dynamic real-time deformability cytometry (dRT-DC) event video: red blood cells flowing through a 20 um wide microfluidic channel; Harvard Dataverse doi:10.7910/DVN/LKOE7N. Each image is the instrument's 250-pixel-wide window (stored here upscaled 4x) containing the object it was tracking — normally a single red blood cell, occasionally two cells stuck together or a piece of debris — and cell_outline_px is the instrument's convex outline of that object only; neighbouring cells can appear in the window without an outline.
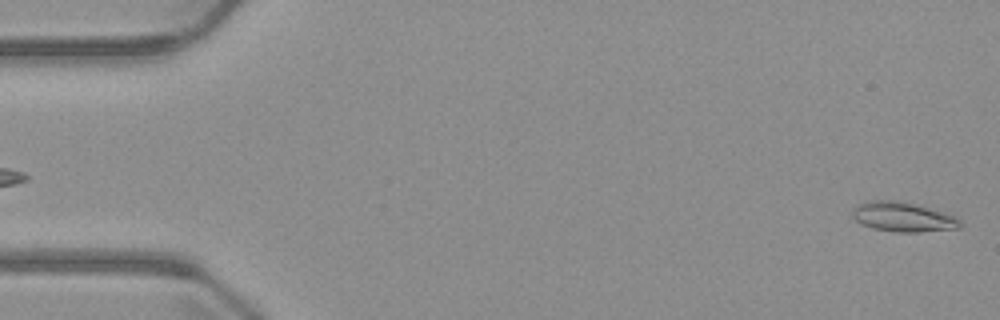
{"species": "common noctule bat (a hibernating species)", "species_latin": "Nyctalus noctula", "temperature_condition": "warm", "stored_images_in_passage": 4, "camera_frame_rate_fps": 3000, "um_per_image_px": 0.085, "animal": {"sex": "male", "body_mass_g": 23.1, "forearm_length_mm": 52.7}, "frame": {"image": 1, "passage_image": 4, "time_ms": 4.0, "image_size_px": [1000, 320], "cell_outline_px": [[960, 228], [920, 232], [896, 232], [872, 228], [856, 220], [852, 216], [852, 212], [860, 204], [868, 200], [896, 200], [928, 208], [952, 216], [960, 220]], "centroid_in_image_um": [76.72, 18.45], "position_along_channel_um": 8.3, "area_um2": 18.09}}